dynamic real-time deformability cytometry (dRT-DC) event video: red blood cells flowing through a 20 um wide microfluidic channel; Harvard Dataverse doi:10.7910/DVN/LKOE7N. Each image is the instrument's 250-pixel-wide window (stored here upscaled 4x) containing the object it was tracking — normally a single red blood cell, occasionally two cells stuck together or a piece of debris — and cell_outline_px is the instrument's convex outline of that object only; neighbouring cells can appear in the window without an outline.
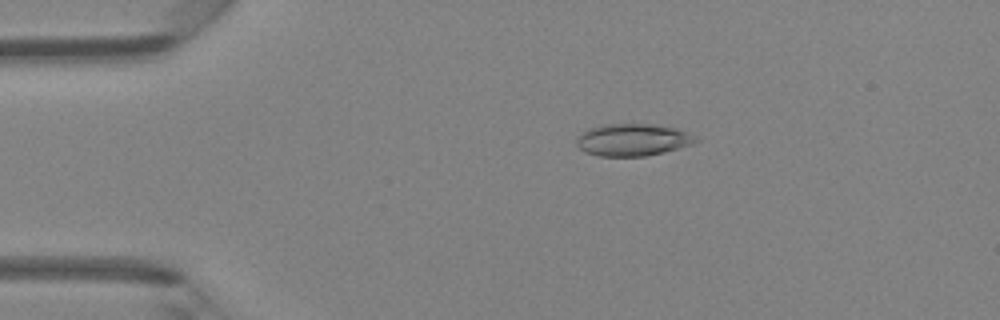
{"species": "Egyptian fruit bat (a non-hibernating species)", "species_latin": "Rousettus aegyptiacus", "temperature_condition": "room temperature", "stored_images_in_passage": 48, "camera_frame_rate_fps": 3000, "um_per_image_px": 0.085, "animal": {"sex": "female"}, "frame": {"image": 1, "passage_image": 10, "time_ms": 3.0, "image_size_px": [1000, 320], "cell_outline_px": [[700, 140], [692, 144], [664, 152], [644, 156], [600, 156], [584, 152], [576, 144], [576, 140], [588, 128], [604, 124], [652, 124], [676, 128], [688, 132]], "centroid_in_image_um": [53.79, 11.88], "position_along_channel_um": 31.2, "area_um2": 22.25}}
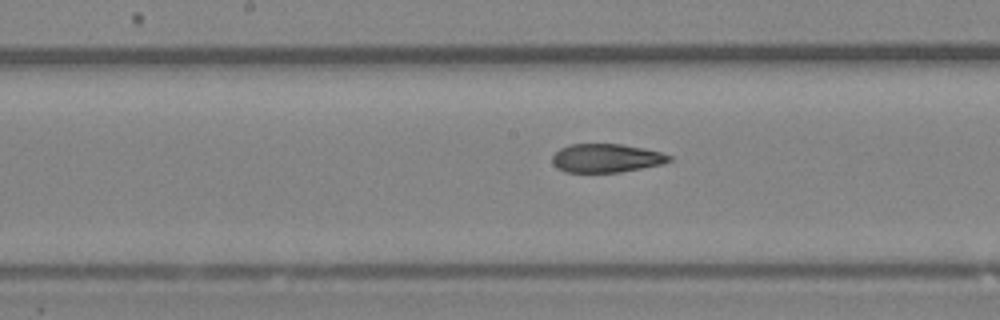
{"frame": {"image": 2, "passage_image": 25, "time_ms": 8.0, "image_size_px": [1000, 320], "cell_outline_px": [[672, 160], [660, 164], [620, 172], [564, 172], [556, 168], [552, 164], [552, 156], [560, 148], [572, 144], [620, 144], [644, 148], [660, 152], [672, 156]], "centroid_in_image_um": [51.49, 13.44], "position_along_channel_um": 196.7, "area_um2": 19.42}}
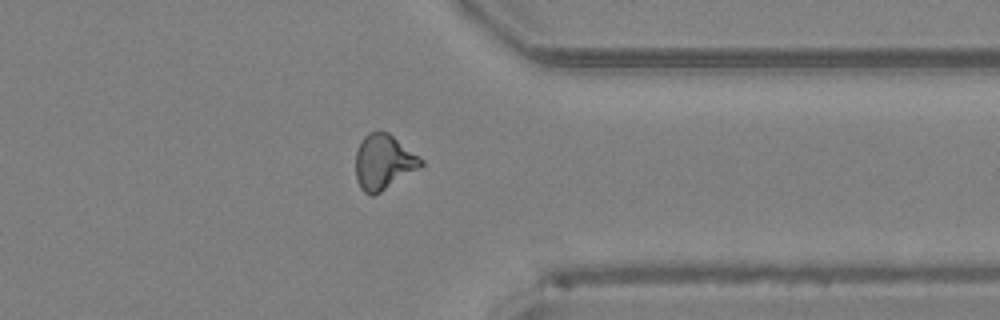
{"frame": {"image": 3, "passage_image": 38, "time_ms": 12.333, "image_size_px": [1000, 320], "cell_outline_px": [[424, 164], [420, 168], [380, 192], [372, 196], [368, 196], [360, 188], [356, 180], [356, 152], [364, 136], [368, 132], [388, 132], [424, 160]], "centroid_in_image_um": [32.6, 13.79], "position_along_channel_um": 378.8, "area_um2": 20.87}, "authors_computed_cell_mechanics": {"area_um2": 20.6057, "velocity_mm_per_s": 4.3319, "shape_relaxation_time_tau1_ms": null, "shape_relaxation_time_tau2_ms": 2.1751, "deformation_change_tau1": null, "deformation_change_tau2": 0.0926}}